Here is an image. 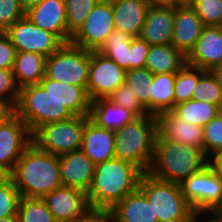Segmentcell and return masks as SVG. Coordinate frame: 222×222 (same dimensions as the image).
<instances>
[{
    "label": "cell",
    "mask_w": 222,
    "mask_h": 222,
    "mask_svg": "<svg viewBox=\"0 0 222 222\" xmlns=\"http://www.w3.org/2000/svg\"><path fill=\"white\" fill-rule=\"evenodd\" d=\"M91 51L71 42L64 43L57 51L46 57V78L76 86H87Z\"/></svg>",
    "instance_id": "ba28073f"
},
{
    "label": "cell",
    "mask_w": 222,
    "mask_h": 222,
    "mask_svg": "<svg viewBox=\"0 0 222 222\" xmlns=\"http://www.w3.org/2000/svg\"><path fill=\"white\" fill-rule=\"evenodd\" d=\"M157 133V116H138L114 131L115 158L130 162L148 173Z\"/></svg>",
    "instance_id": "277c9868"
},
{
    "label": "cell",
    "mask_w": 222,
    "mask_h": 222,
    "mask_svg": "<svg viewBox=\"0 0 222 222\" xmlns=\"http://www.w3.org/2000/svg\"><path fill=\"white\" fill-rule=\"evenodd\" d=\"M138 116L129 109L114 104L108 98H99L91 103L89 118L98 127L116 131Z\"/></svg>",
    "instance_id": "d4e9b609"
},
{
    "label": "cell",
    "mask_w": 222,
    "mask_h": 222,
    "mask_svg": "<svg viewBox=\"0 0 222 222\" xmlns=\"http://www.w3.org/2000/svg\"><path fill=\"white\" fill-rule=\"evenodd\" d=\"M114 104L131 110L137 116L149 115L136 93L124 82L109 97Z\"/></svg>",
    "instance_id": "d590c367"
},
{
    "label": "cell",
    "mask_w": 222,
    "mask_h": 222,
    "mask_svg": "<svg viewBox=\"0 0 222 222\" xmlns=\"http://www.w3.org/2000/svg\"><path fill=\"white\" fill-rule=\"evenodd\" d=\"M220 26H222V0H221V8H220Z\"/></svg>",
    "instance_id": "6f0895ef"
},
{
    "label": "cell",
    "mask_w": 222,
    "mask_h": 222,
    "mask_svg": "<svg viewBox=\"0 0 222 222\" xmlns=\"http://www.w3.org/2000/svg\"><path fill=\"white\" fill-rule=\"evenodd\" d=\"M192 8L205 26H220L221 0H194Z\"/></svg>",
    "instance_id": "ab89813d"
},
{
    "label": "cell",
    "mask_w": 222,
    "mask_h": 222,
    "mask_svg": "<svg viewBox=\"0 0 222 222\" xmlns=\"http://www.w3.org/2000/svg\"><path fill=\"white\" fill-rule=\"evenodd\" d=\"M187 63L205 71L222 64V26H204Z\"/></svg>",
    "instance_id": "e0dca14e"
},
{
    "label": "cell",
    "mask_w": 222,
    "mask_h": 222,
    "mask_svg": "<svg viewBox=\"0 0 222 222\" xmlns=\"http://www.w3.org/2000/svg\"><path fill=\"white\" fill-rule=\"evenodd\" d=\"M158 133L167 140L186 144L204 151L203 127L178 119L172 112L157 116Z\"/></svg>",
    "instance_id": "44dd1931"
},
{
    "label": "cell",
    "mask_w": 222,
    "mask_h": 222,
    "mask_svg": "<svg viewBox=\"0 0 222 222\" xmlns=\"http://www.w3.org/2000/svg\"><path fill=\"white\" fill-rule=\"evenodd\" d=\"M192 99L215 104L222 109V89L211 71H207L199 79Z\"/></svg>",
    "instance_id": "e575fe53"
},
{
    "label": "cell",
    "mask_w": 222,
    "mask_h": 222,
    "mask_svg": "<svg viewBox=\"0 0 222 222\" xmlns=\"http://www.w3.org/2000/svg\"><path fill=\"white\" fill-rule=\"evenodd\" d=\"M14 111L6 104L0 102V124Z\"/></svg>",
    "instance_id": "681fc988"
},
{
    "label": "cell",
    "mask_w": 222,
    "mask_h": 222,
    "mask_svg": "<svg viewBox=\"0 0 222 222\" xmlns=\"http://www.w3.org/2000/svg\"><path fill=\"white\" fill-rule=\"evenodd\" d=\"M143 174L134 164L118 158L95 165L93 181L86 193L90 208L110 210L139 188Z\"/></svg>",
    "instance_id": "6da1fadb"
},
{
    "label": "cell",
    "mask_w": 222,
    "mask_h": 222,
    "mask_svg": "<svg viewBox=\"0 0 222 222\" xmlns=\"http://www.w3.org/2000/svg\"><path fill=\"white\" fill-rule=\"evenodd\" d=\"M139 189L152 205L159 222H191L197 214L185 200L179 184L162 181L144 173Z\"/></svg>",
    "instance_id": "5b68a950"
},
{
    "label": "cell",
    "mask_w": 222,
    "mask_h": 222,
    "mask_svg": "<svg viewBox=\"0 0 222 222\" xmlns=\"http://www.w3.org/2000/svg\"><path fill=\"white\" fill-rule=\"evenodd\" d=\"M203 141L207 157L222 150V111L203 126Z\"/></svg>",
    "instance_id": "8d00e7d4"
},
{
    "label": "cell",
    "mask_w": 222,
    "mask_h": 222,
    "mask_svg": "<svg viewBox=\"0 0 222 222\" xmlns=\"http://www.w3.org/2000/svg\"><path fill=\"white\" fill-rule=\"evenodd\" d=\"M25 16L19 0H0V31L6 32Z\"/></svg>",
    "instance_id": "60d3db41"
},
{
    "label": "cell",
    "mask_w": 222,
    "mask_h": 222,
    "mask_svg": "<svg viewBox=\"0 0 222 222\" xmlns=\"http://www.w3.org/2000/svg\"><path fill=\"white\" fill-rule=\"evenodd\" d=\"M102 1L108 3L109 5H114V4L123 2V1H125V0H102Z\"/></svg>",
    "instance_id": "11a10c76"
},
{
    "label": "cell",
    "mask_w": 222,
    "mask_h": 222,
    "mask_svg": "<svg viewBox=\"0 0 222 222\" xmlns=\"http://www.w3.org/2000/svg\"><path fill=\"white\" fill-rule=\"evenodd\" d=\"M217 222H222V215L220 214H213L211 215Z\"/></svg>",
    "instance_id": "9f6ffc18"
},
{
    "label": "cell",
    "mask_w": 222,
    "mask_h": 222,
    "mask_svg": "<svg viewBox=\"0 0 222 222\" xmlns=\"http://www.w3.org/2000/svg\"><path fill=\"white\" fill-rule=\"evenodd\" d=\"M19 91L12 69H0V102L14 111L18 103Z\"/></svg>",
    "instance_id": "f35d334b"
},
{
    "label": "cell",
    "mask_w": 222,
    "mask_h": 222,
    "mask_svg": "<svg viewBox=\"0 0 222 222\" xmlns=\"http://www.w3.org/2000/svg\"><path fill=\"white\" fill-rule=\"evenodd\" d=\"M191 222H217L211 215H197Z\"/></svg>",
    "instance_id": "f907efd6"
},
{
    "label": "cell",
    "mask_w": 222,
    "mask_h": 222,
    "mask_svg": "<svg viewBox=\"0 0 222 222\" xmlns=\"http://www.w3.org/2000/svg\"><path fill=\"white\" fill-rule=\"evenodd\" d=\"M153 73L147 68H137L126 71V84L136 93L141 104L150 114V84Z\"/></svg>",
    "instance_id": "d6a6232c"
},
{
    "label": "cell",
    "mask_w": 222,
    "mask_h": 222,
    "mask_svg": "<svg viewBox=\"0 0 222 222\" xmlns=\"http://www.w3.org/2000/svg\"><path fill=\"white\" fill-rule=\"evenodd\" d=\"M5 33L16 52H33L49 57L64 44L55 34L36 26L26 15Z\"/></svg>",
    "instance_id": "30bf717a"
},
{
    "label": "cell",
    "mask_w": 222,
    "mask_h": 222,
    "mask_svg": "<svg viewBox=\"0 0 222 222\" xmlns=\"http://www.w3.org/2000/svg\"><path fill=\"white\" fill-rule=\"evenodd\" d=\"M12 179L21 197L44 198L62 186L59 156L41 151L32 143L17 161Z\"/></svg>",
    "instance_id": "7a4b0ae2"
},
{
    "label": "cell",
    "mask_w": 222,
    "mask_h": 222,
    "mask_svg": "<svg viewBox=\"0 0 222 222\" xmlns=\"http://www.w3.org/2000/svg\"><path fill=\"white\" fill-rule=\"evenodd\" d=\"M133 37L114 29L97 50L116 62L124 70H130V44Z\"/></svg>",
    "instance_id": "f546056e"
},
{
    "label": "cell",
    "mask_w": 222,
    "mask_h": 222,
    "mask_svg": "<svg viewBox=\"0 0 222 222\" xmlns=\"http://www.w3.org/2000/svg\"><path fill=\"white\" fill-rule=\"evenodd\" d=\"M115 29L131 37H139L149 5L144 0H125L111 5Z\"/></svg>",
    "instance_id": "cb8c5ba5"
},
{
    "label": "cell",
    "mask_w": 222,
    "mask_h": 222,
    "mask_svg": "<svg viewBox=\"0 0 222 222\" xmlns=\"http://www.w3.org/2000/svg\"><path fill=\"white\" fill-rule=\"evenodd\" d=\"M43 199L58 222H75L91 209L87 194L77 188L60 186Z\"/></svg>",
    "instance_id": "5bb4252c"
},
{
    "label": "cell",
    "mask_w": 222,
    "mask_h": 222,
    "mask_svg": "<svg viewBox=\"0 0 222 222\" xmlns=\"http://www.w3.org/2000/svg\"><path fill=\"white\" fill-rule=\"evenodd\" d=\"M25 15L38 27L55 34L63 43L72 35L67 29L65 0H43Z\"/></svg>",
    "instance_id": "9a60e30c"
},
{
    "label": "cell",
    "mask_w": 222,
    "mask_h": 222,
    "mask_svg": "<svg viewBox=\"0 0 222 222\" xmlns=\"http://www.w3.org/2000/svg\"><path fill=\"white\" fill-rule=\"evenodd\" d=\"M89 116L73 115L67 120L45 124L32 134V143L41 151L57 156L80 150Z\"/></svg>",
    "instance_id": "52a82bcc"
},
{
    "label": "cell",
    "mask_w": 222,
    "mask_h": 222,
    "mask_svg": "<svg viewBox=\"0 0 222 222\" xmlns=\"http://www.w3.org/2000/svg\"><path fill=\"white\" fill-rule=\"evenodd\" d=\"M208 166L216 175L222 178V150L217 151L208 157Z\"/></svg>",
    "instance_id": "f6af8a7d"
},
{
    "label": "cell",
    "mask_w": 222,
    "mask_h": 222,
    "mask_svg": "<svg viewBox=\"0 0 222 222\" xmlns=\"http://www.w3.org/2000/svg\"><path fill=\"white\" fill-rule=\"evenodd\" d=\"M75 222H116L110 210L90 209L84 216Z\"/></svg>",
    "instance_id": "ee69618b"
},
{
    "label": "cell",
    "mask_w": 222,
    "mask_h": 222,
    "mask_svg": "<svg viewBox=\"0 0 222 222\" xmlns=\"http://www.w3.org/2000/svg\"><path fill=\"white\" fill-rule=\"evenodd\" d=\"M12 180V171L0 164V186Z\"/></svg>",
    "instance_id": "7dc6e473"
},
{
    "label": "cell",
    "mask_w": 222,
    "mask_h": 222,
    "mask_svg": "<svg viewBox=\"0 0 222 222\" xmlns=\"http://www.w3.org/2000/svg\"><path fill=\"white\" fill-rule=\"evenodd\" d=\"M206 166L208 157L204 151L164 139L157 133L149 174L162 181L180 184Z\"/></svg>",
    "instance_id": "3957f363"
},
{
    "label": "cell",
    "mask_w": 222,
    "mask_h": 222,
    "mask_svg": "<svg viewBox=\"0 0 222 222\" xmlns=\"http://www.w3.org/2000/svg\"><path fill=\"white\" fill-rule=\"evenodd\" d=\"M206 72L204 69L187 63L175 74L174 106L193 98L194 89Z\"/></svg>",
    "instance_id": "4dcf8cb0"
},
{
    "label": "cell",
    "mask_w": 222,
    "mask_h": 222,
    "mask_svg": "<svg viewBox=\"0 0 222 222\" xmlns=\"http://www.w3.org/2000/svg\"><path fill=\"white\" fill-rule=\"evenodd\" d=\"M110 211L116 222H159L152 205L138 188L115 204Z\"/></svg>",
    "instance_id": "603a6c76"
},
{
    "label": "cell",
    "mask_w": 222,
    "mask_h": 222,
    "mask_svg": "<svg viewBox=\"0 0 222 222\" xmlns=\"http://www.w3.org/2000/svg\"><path fill=\"white\" fill-rule=\"evenodd\" d=\"M175 74H153L150 84V115L158 116L174 108Z\"/></svg>",
    "instance_id": "83f0119b"
},
{
    "label": "cell",
    "mask_w": 222,
    "mask_h": 222,
    "mask_svg": "<svg viewBox=\"0 0 222 222\" xmlns=\"http://www.w3.org/2000/svg\"><path fill=\"white\" fill-rule=\"evenodd\" d=\"M32 144L25 122L13 112L0 124V164L12 172L24 151Z\"/></svg>",
    "instance_id": "4fadbf2b"
},
{
    "label": "cell",
    "mask_w": 222,
    "mask_h": 222,
    "mask_svg": "<svg viewBox=\"0 0 222 222\" xmlns=\"http://www.w3.org/2000/svg\"><path fill=\"white\" fill-rule=\"evenodd\" d=\"M221 111L222 109L215 104L190 99L174 106L171 112L178 119H184L193 125L203 127Z\"/></svg>",
    "instance_id": "f1b7e54d"
},
{
    "label": "cell",
    "mask_w": 222,
    "mask_h": 222,
    "mask_svg": "<svg viewBox=\"0 0 222 222\" xmlns=\"http://www.w3.org/2000/svg\"><path fill=\"white\" fill-rule=\"evenodd\" d=\"M126 70L98 51H91L87 91L91 100L108 98L125 82Z\"/></svg>",
    "instance_id": "8fae6325"
},
{
    "label": "cell",
    "mask_w": 222,
    "mask_h": 222,
    "mask_svg": "<svg viewBox=\"0 0 222 222\" xmlns=\"http://www.w3.org/2000/svg\"><path fill=\"white\" fill-rule=\"evenodd\" d=\"M204 26L192 7L174 8V27L171 44L188 56L201 36Z\"/></svg>",
    "instance_id": "d6986e66"
},
{
    "label": "cell",
    "mask_w": 222,
    "mask_h": 222,
    "mask_svg": "<svg viewBox=\"0 0 222 222\" xmlns=\"http://www.w3.org/2000/svg\"><path fill=\"white\" fill-rule=\"evenodd\" d=\"M0 222H18L17 216L0 218Z\"/></svg>",
    "instance_id": "db71d44e"
},
{
    "label": "cell",
    "mask_w": 222,
    "mask_h": 222,
    "mask_svg": "<svg viewBox=\"0 0 222 222\" xmlns=\"http://www.w3.org/2000/svg\"><path fill=\"white\" fill-rule=\"evenodd\" d=\"M46 57L33 52H16L12 72L16 85L21 88L39 84L44 78Z\"/></svg>",
    "instance_id": "4316f807"
},
{
    "label": "cell",
    "mask_w": 222,
    "mask_h": 222,
    "mask_svg": "<svg viewBox=\"0 0 222 222\" xmlns=\"http://www.w3.org/2000/svg\"><path fill=\"white\" fill-rule=\"evenodd\" d=\"M80 150L95 164L115 158L114 131L86 122Z\"/></svg>",
    "instance_id": "7402d4cb"
},
{
    "label": "cell",
    "mask_w": 222,
    "mask_h": 222,
    "mask_svg": "<svg viewBox=\"0 0 222 222\" xmlns=\"http://www.w3.org/2000/svg\"><path fill=\"white\" fill-rule=\"evenodd\" d=\"M21 194L15 187L13 179L0 186V218L16 216Z\"/></svg>",
    "instance_id": "74e56055"
},
{
    "label": "cell",
    "mask_w": 222,
    "mask_h": 222,
    "mask_svg": "<svg viewBox=\"0 0 222 222\" xmlns=\"http://www.w3.org/2000/svg\"><path fill=\"white\" fill-rule=\"evenodd\" d=\"M174 8L166 5L149 6L140 38L150 46L172 43Z\"/></svg>",
    "instance_id": "ac0fdd59"
},
{
    "label": "cell",
    "mask_w": 222,
    "mask_h": 222,
    "mask_svg": "<svg viewBox=\"0 0 222 222\" xmlns=\"http://www.w3.org/2000/svg\"><path fill=\"white\" fill-rule=\"evenodd\" d=\"M179 186L197 215H213L222 210V178L209 166L190 175Z\"/></svg>",
    "instance_id": "9c48e42d"
},
{
    "label": "cell",
    "mask_w": 222,
    "mask_h": 222,
    "mask_svg": "<svg viewBox=\"0 0 222 222\" xmlns=\"http://www.w3.org/2000/svg\"><path fill=\"white\" fill-rule=\"evenodd\" d=\"M115 29L111 5L99 1L83 25L72 36L71 43L89 51H97Z\"/></svg>",
    "instance_id": "7c38bea8"
},
{
    "label": "cell",
    "mask_w": 222,
    "mask_h": 222,
    "mask_svg": "<svg viewBox=\"0 0 222 222\" xmlns=\"http://www.w3.org/2000/svg\"><path fill=\"white\" fill-rule=\"evenodd\" d=\"M194 0H166V6L172 8L192 7Z\"/></svg>",
    "instance_id": "bcb514c9"
},
{
    "label": "cell",
    "mask_w": 222,
    "mask_h": 222,
    "mask_svg": "<svg viewBox=\"0 0 222 222\" xmlns=\"http://www.w3.org/2000/svg\"><path fill=\"white\" fill-rule=\"evenodd\" d=\"M150 45L140 37H134L130 44V70L145 68Z\"/></svg>",
    "instance_id": "b9f144b4"
},
{
    "label": "cell",
    "mask_w": 222,
    "mask_h": 222,
    "mask_svg": "<svg viewBox=\"0 0 222 222\" xmlns=\"http://www.w3.org/2000/svg\"><path fill=\"white\" fill-rule=\"evenodd\" d=\"M95 164L81 151L59 156V172L62 186L77 188L87 193L91 187Z\"/></svg>",
    "instance_id": "2e32d148"
},
{
    "label": "cell",
    "mask_w": 222,
    "mask_h": 222,
    "mask_svg": "<svg viewBox=\"0 0 222 222\" xmlns=\"http://www.w3.org/2000/svg\"><path fill=\"white\" fill-rule=\"evenodd\" d=\"M16 56V49L9 36L0 32V69H12Z\"/></svg>",
    "instance_id": "7bdbcfd3"
},
{
    "label": "cell",
    "mask_w": 222,
    "mask_h": 222,
    "mask_svg": "<svg viewBox=\"0 0 222 222\" xmlns=\"http://www.w3.org/2000/svg\"><path fill=\"white\" fill-rule=\"evenodd\" d=\"M101 0H65L67 29L73 36Z\"/></svg>",
    "instance_id": "836d02e7"
},
{
    "label": "cell",
    "mask_w": 222,
    "mask_h": 222,
    "mask_svg": "<svg viewBox=\"0 0 222 222\" xmlns=\"http://www.w3.org/2000/svg\"><path fill=\"white\" fill-rule=\"evenodd\" d=\"M18 222H58L43 198L21 197Z\"/></svg>",
    "instance_id": "1f68e13d"
},
{
    "label": "cell",
    "mask_w": 222,
    "mask_h": 222,
    "mask_svg": "<svg viewBox=\"0 0 222 222\" xmlns=\"http://www.w3.org/2000/svg\"><path fill=\"white\" fill-rule=\"evenodd\" d=\"M214 76L216 77L218 84L220 85L222 89V64L220 66H217L215 69L211 71Z\"/></svg>",
    "instance_id": "816d5d0a"
},
{
    "label": "cell",
    "mask_w": 222,
    "mask_h": 222,
    "mask_svg": "<svg viewBox=\"0 0 222 222\" xmlns=\"http://www.w3.org/2000/svg\"><path fill=\"white\" fill-rule=\"evenodd\" d=\"M39 84L73 115L89 116L92 100L89 97L87 86L63 83L51 80L45 76Z\"/></svg>",
    "instance_id": "ffe728a7"
},
{
    "label": "cell",
    "mask_w": 222,
    "mask_h": 222,
    "mask_svg": "<svg viewBox=\"0 0 222 222\" xmlns=\"http://www.w3.org/2000/svg\"><path fill=\"white\" fill-rule=\"evenodd\" d=\"M14 112L25 122L31 134L45 124L67 120L73 116L40 84H31L20 88Z\"/></svg>",
    "instance_id": "8992f818"
},
{
    "label": "cell",
    "mask_w": 222,
    "mask_h": 222,
    "mask_svg": "<svg viewBox=\"0 0 222 222\" xmlns=\"http://www.w3.org/2000/svg\"><path fill=\"white\" fill-rule=\"evenodd\" d=\"M187 64V56L172 44L150 46L145 68L153 74H176Z\"/></svg>",
    "instance_id": "484cf974"
},
{
    "label": "cell",
    "mask_w": 222,
    "mask_h": 222,
    "mask_svg": "<svg viewBox=\"0 0 222 222\" xmlns=\"http://www.w3.org/2000/svg\"><path fill=\"white\" fill-rule=\"evenodd\" d=\"M149 6L166 5V0H144Z\"/></svg>",
    "instance_id": "f5cc1de1"
},
{
    "label": "cell",
    "mask_w": 222,
    "mask_h": 222,
    "mask_svg": "<svg viewBox=\"0 0 222 222\" xmlns=\"http://www.w3.org/2000/svg\"><path fill=\"white\" fill-rule=\"evenodd\" d=\"M42 1L43 0H19V4L22 10L26 13Z\"/></svg>",
    "instance_id": "c3c4849f"
}]
</instances>
